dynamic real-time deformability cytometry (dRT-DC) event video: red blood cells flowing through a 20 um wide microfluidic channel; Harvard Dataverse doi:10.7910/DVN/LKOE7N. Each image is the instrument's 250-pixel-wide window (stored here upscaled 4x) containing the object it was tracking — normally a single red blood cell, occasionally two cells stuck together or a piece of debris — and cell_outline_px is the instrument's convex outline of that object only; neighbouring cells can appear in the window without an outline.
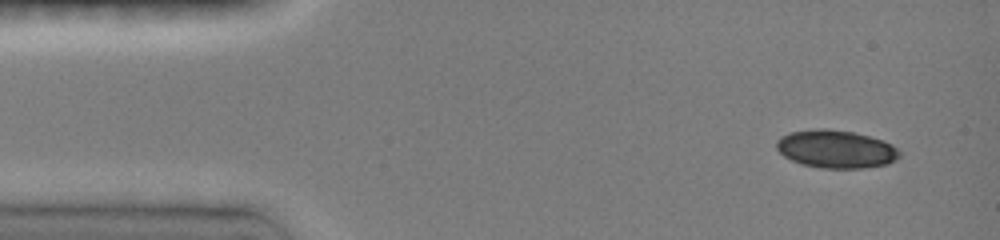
{"species": "common noctule bat (a hibernating species)", "species_latin": "Nyctalus noctula", "temperature_condition": "room temperature", "stored_images_in_passage": 69, "camera_frame_rate_fps": 3000, "um_per_image_px": 0.085, "animal": {"sex": "female", "body_mass_g": 19.0, "forearm_length_mm": 51.5}, "frame": {"image": 1, "passage_image": 1, "time_ms": 0.0, "image_size_px": [1000, 240], "cell_outline_px": [[900, 156], [888, 164], [864, 168], [820, 168], [800, 164], [784, 156], [776, 148], [776, 140], [792, 132], [820, 128], [852, 132], [868, 136], [892, 144], [900, 152]], "centroid_in_image_um": [71.05, 12.69], "position_along_channel_um": 13.9, "area_um2": 26.93}}
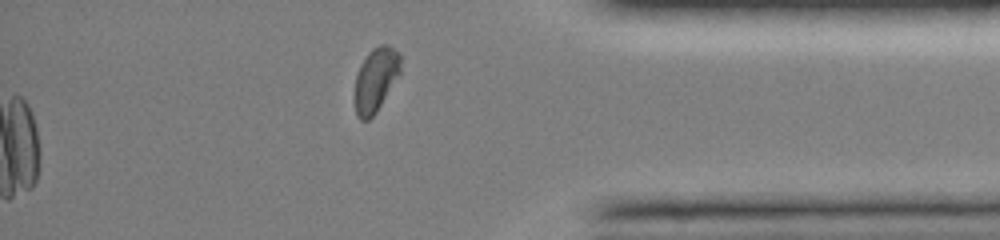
{"frame": {"image": 2, "passage_image": 69, "time_ms": 14.667, "image_size_px": [1000, 240], "cell_outline_px": [[400, 72], [376, 112], [368, 120], [360, 120], [356, 116], [356, 76], [360, 64], [368, 52], [372, 48], [380, 44], [388, 44], [400, 52]], "centroid_in_image_um": [31.94, 6.72], "position_along_channel_um": 403.3, "area_um2": 16.82}}